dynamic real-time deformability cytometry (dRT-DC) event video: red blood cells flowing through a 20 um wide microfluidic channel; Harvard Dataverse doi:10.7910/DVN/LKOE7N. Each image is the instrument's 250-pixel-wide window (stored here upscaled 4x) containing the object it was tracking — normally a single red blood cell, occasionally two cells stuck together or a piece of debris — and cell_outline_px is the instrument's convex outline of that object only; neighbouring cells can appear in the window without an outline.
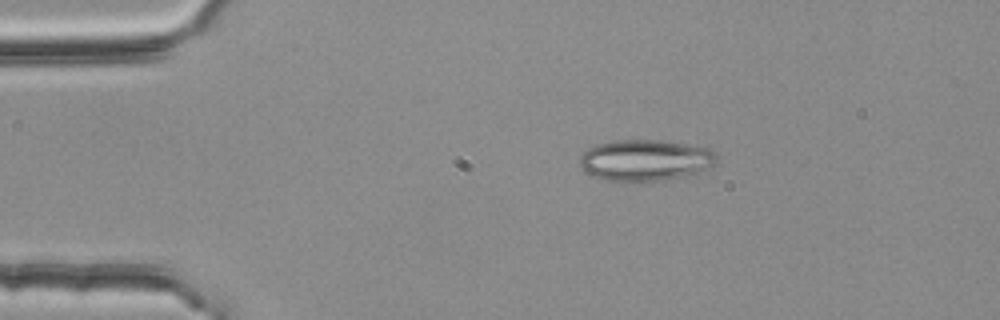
{"species": "common noctule bat (a hibernating species)", "species_latin": "Nyctalus noctula", "temperature_condition": "room temperature", "stored_images_in_passage": 47, "camera_frame_rate_fps": 3000, "um_per_image_px": 0.085, "animal": {"sex": "female", "body_mass_g": 25.1}, "frame": {"image": 1, "passage_image": 2, "time_ms": 0.333, "image_size_px": [1000, 320], "cell_outline_px": [[716, 164], [700, 172], [660, 180], [608, 180], [584, 172], [580, 164], [580, 156], [588, 148], [596, 144], [616, 140], [660, 140], [708, 144], [716, 152]], "centroid_in_image_um": [54.95, 13.56], "position_along_channel_um": 30.0, "area_um2": 33.23}}
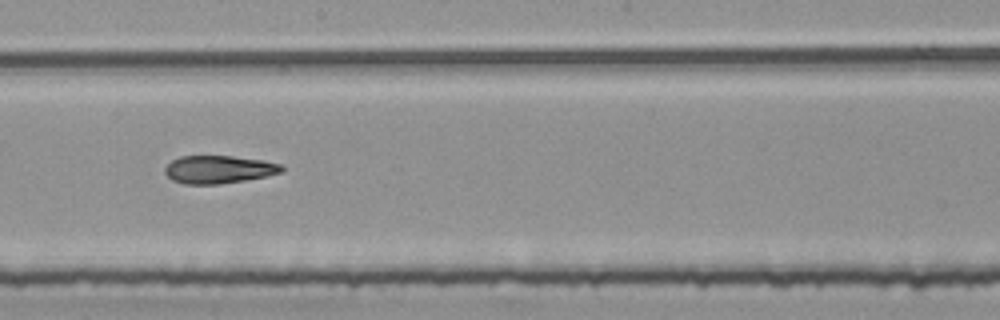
{"frame": {"image": 2, "passage_image": 22, "time_ms": 7.0, "image_size_px": [1000, 320], "cell_outline_px": [[284, 172], [268, 176], [220, 184], [184, 184], [172, 180], [164, 172], [164, 168], [172, 160], [180, 156], [232, 156], [264, 160], [280, 164], [284, 168]], "centroid_in_image_um": [18.61, 14.4], "position_along_channel_um": 229.6, "area_um2": 19.07}}
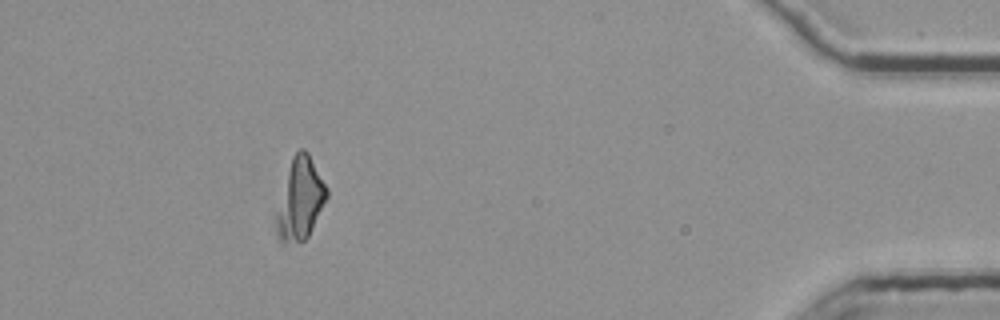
{"frame": {"image": 3, "passage_image": 41, "time_ms": 13.333, "image_size_px": [1000, 320], "cell_outline_px": [[328, 196], [308, 236], [304, 240], [280, 240], [276, 232], [276, 212], [292, 156], [300, 148], [304, 148], [308, 152], [328, 188]], "centroid_in_image_um": [25.53, 16.86], "position_along_channel_um": 409.7, "area_um2": 23.29}, "authors_computed_cell_mechanics": {"area_um2": 19.7676, "velocity_mm_per_s": 3.7955, "shape_relaxation_time_tau1_ms": 9.0598, "shape_relaxation_time_tau2_ms": 2.5406, "deformation_change_tau1": 0.1907, "deformation_change_tau2": 0.119}}